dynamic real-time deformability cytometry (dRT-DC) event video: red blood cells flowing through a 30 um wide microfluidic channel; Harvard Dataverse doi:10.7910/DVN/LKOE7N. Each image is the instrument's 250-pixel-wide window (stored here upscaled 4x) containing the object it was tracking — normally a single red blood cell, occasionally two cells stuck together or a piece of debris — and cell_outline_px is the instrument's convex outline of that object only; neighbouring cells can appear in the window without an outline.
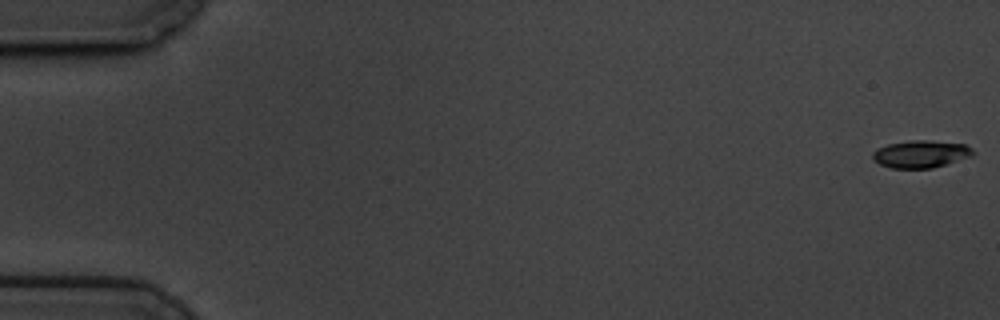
{"species": "common noctule bat (a hibernating species)", "species_latin": "Nyctalus noctula", "temperature_condition": "cold", "stored_images_in_passage": 59, "camera_frame_rate_fps": 3000, "um_per_image_px": 0.085, "animal": {"sex": "male", "body_mass_g": 19.5, "forearm_length_mm": 54.6}, "frame": {"image": 1, "passage_image": 1, "time_ms": 0.0, "image_size_px": [1000, 320], "cell_outline_px": [[976, 152], [968, 156], [932, 168], [892, 168], [880, 164], [872, 160], [872, 152], [876, 148], [888, 144], [912, 140], [932, 140], [964, 144], [972, 148]], "centroid_in_image_um": [78.21, 13.08], "position_along_channel_um": 6.8, "area_um2": 15.9}}
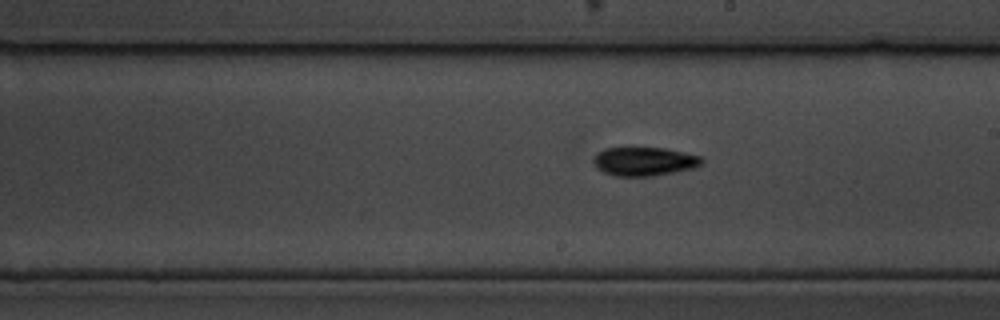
{"frame": {"image": 2, "passage_image": 34, "time_ms": 11.0, "image_size_px": [1000, 320], "cell_outline_px": [[704, 164], [692, 168], [652, 176], [616, 176], [604, 172], [596, 168], [592, 160], [596, 152], [604, 148], [664, 148], [684, 152], [700, 156], [704, 160]], "centroid_in_image_um": [54.74, 13.71], "position_along_channel_um": 234.3, "area_um2": 18.15}}
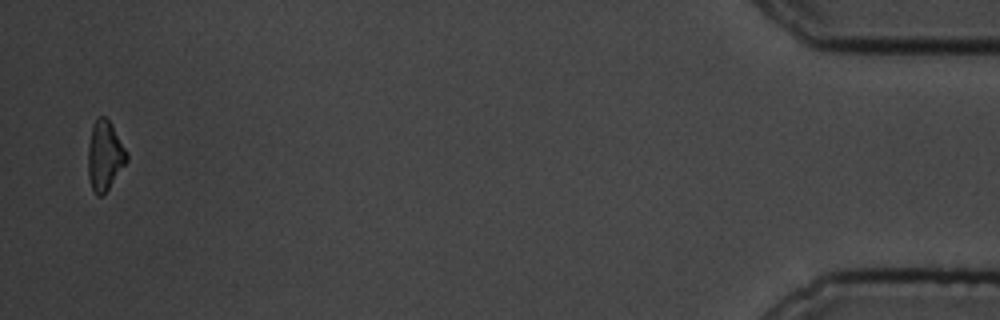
{"frame": {"image": 3, "passage_image": 58, "time_ms": 19.0, "image_size_px": [1000, 320], "cell_outline_px": [[128, 160], [108, 188], [100, 196], [96, 196], [92, 188], [88, 176], [88, 148], [92, 124], [100, 116], [104, 116], [112, 124], [128, 152]], "centroid_in_image_um": [8.91, 13.21], "position_along_channel_um": 426.3, "area_um2": 15.61}, "authors_computed_cell_mechanics": {"area_um2": 16.8198, "velocity_mm_per_s": 3.4477, "shape_relaxation_time_tau1_ms": 2.8427, "shape_relaxation_time_tau2_ms": null, "deformation_change_tau1": 0.1116, "deformation_change_tau2": null}}